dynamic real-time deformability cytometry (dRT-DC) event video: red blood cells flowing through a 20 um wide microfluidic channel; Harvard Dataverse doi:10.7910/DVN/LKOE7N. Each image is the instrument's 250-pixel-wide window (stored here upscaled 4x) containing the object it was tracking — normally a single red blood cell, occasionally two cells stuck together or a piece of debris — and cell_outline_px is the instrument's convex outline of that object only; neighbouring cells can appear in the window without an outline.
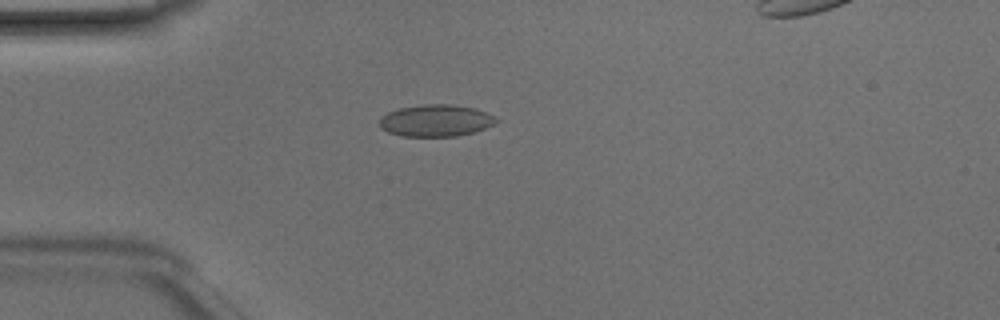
{"species": "Egyptian fruit bat (a non-hibernating species)", "species_latin": "Rousettus aegyptiacus", "temperature_condition": "room temperature", "stored_images_in_passage": 34, "camera_frame_rate_fps": 3000, "um_per_image_px": 0.085, "animal": {"sex": "male"}, "frame": {"image": 1, "passage_image": 1, "time_ms": 0.0, "image_size_px": [1000, 320], "cell_outline_px": [[500, 120], [476, 132], [456, 136], [400, 136], [388, 132], [380, 128], [380, 116], [388, 112], [400, 108], [424, 104], [452, 104], [476, 108]], "centroid_in_image_um": [37.02, 10.25], "position_along_channel_um": 48.0, "area_um2": 21.68}}
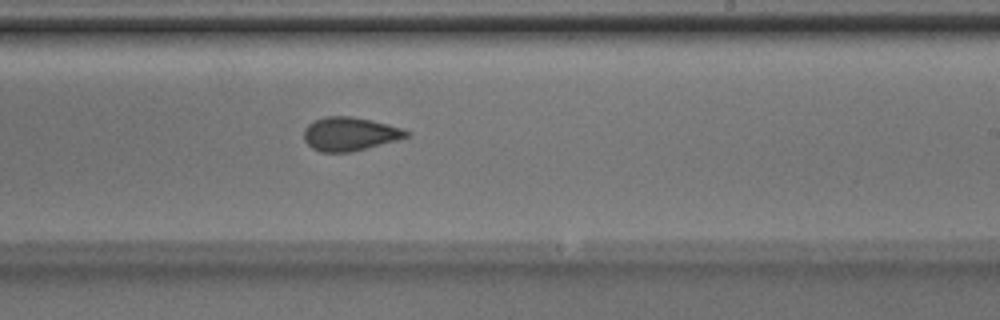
{"frame": {"image": 2, "passage_image": 17, "time_ms": 5.333, "image_size_px": [1000, 320], "cell_outline_px": [[412, 132], [408, 136], [396, 140], [368, 148], [352, 152], [324, 152], [312, 148], [304, 140], [304, 128], [308, 124], [324, 116], [352, 116], [372, 120], [404, 128]], "centroid_in_image_um": [29.75, 11.38], "position_along_channel_um": 259.2, "area_um2": 20.17}}
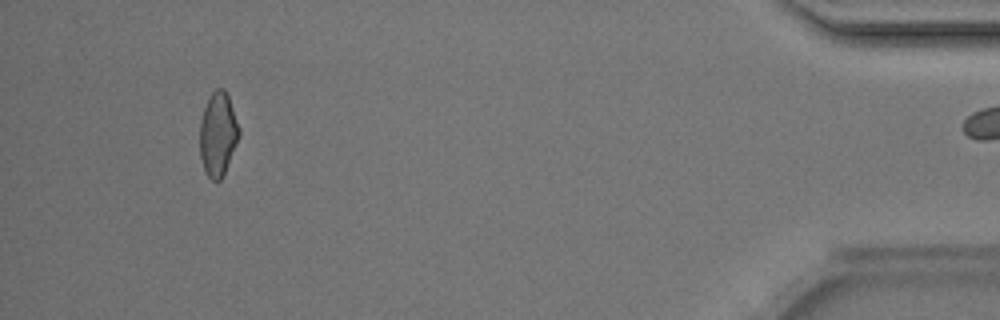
{"frame": {"image": 3, "passage_image": 33, "time_ms": 10.667, "image_size_px": [1000, 320], "cell_outline_px": [[240, 132], [224, 172], [220, 180], [212, 180], [208, 176], [204, 168], [200, 156], [200, 120], [204, 108], [212, 92], [216, 88], [224, 88], [228, 96], [240, 128]], "centroid_in_image_um": [18.51, 11.36], "position_along_channel_um": 416.7, "area_um2": 18.73}}